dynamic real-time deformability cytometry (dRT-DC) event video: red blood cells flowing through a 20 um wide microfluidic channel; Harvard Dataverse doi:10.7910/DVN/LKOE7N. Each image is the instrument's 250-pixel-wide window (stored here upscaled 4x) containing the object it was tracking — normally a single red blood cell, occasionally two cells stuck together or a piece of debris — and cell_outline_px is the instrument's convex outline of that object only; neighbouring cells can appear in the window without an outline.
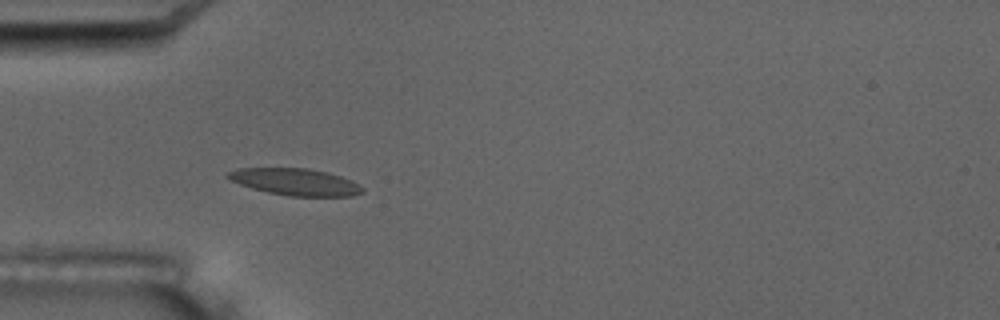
{"species": "common noctule bat (a hibernating species)", "species_latin": "Nyctalus noctula", "temperature_condition": "room temperature", "stored_images_in_passage": 6, "camera_frame_rate_fps": 3000, "um_per_image_px": 0.085, "animal": {"sex": "male", "body_mass_g": 17.5, "forearm_length_mm": 52.3}, "frame": {"image": 1, "passage_image": 4, "time_ms": 3.333, "image_size_px": [1000, 320], "cell_outline_px": [[364, 192], [352, 196], [288, 196], [268, 192], [252, 188], [228, 180], [224, 176], [228, 172], [236, 168], [308, 168], [328, 172], [352, 180], [364, 188]], "centroid_in_image_um": [25.09, 15.46], "position_along_channel_um": 59.9, "area_um2": 21.21}}